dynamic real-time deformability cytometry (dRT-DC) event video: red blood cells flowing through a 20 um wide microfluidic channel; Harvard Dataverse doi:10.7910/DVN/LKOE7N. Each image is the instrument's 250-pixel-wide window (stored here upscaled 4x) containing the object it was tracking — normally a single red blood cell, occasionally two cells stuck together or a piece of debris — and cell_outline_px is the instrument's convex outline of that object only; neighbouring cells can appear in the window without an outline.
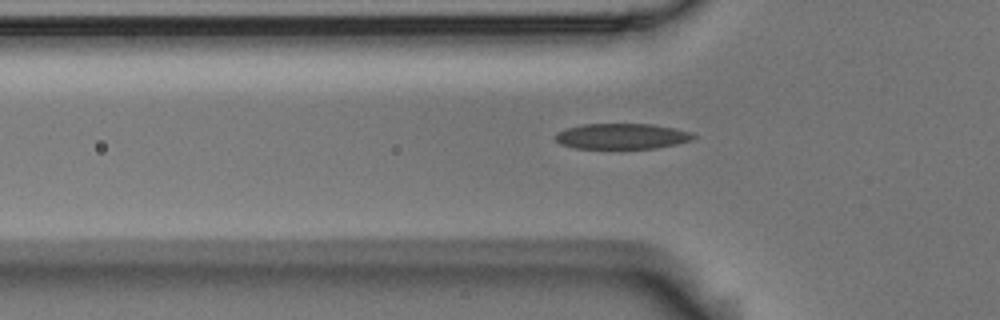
{"species": "Egyptian fruit bat (a non-hibernating species)", "species_latin": "Rousettus aegyptiacus", "temperature_condition": "room temperature", "stored_images_in_passage": 43, "camera_frame_rate_fps": 3000, "um_per_image_px": 0.085, "animal": {"sex": "male"}, "frame": {"image": 1, "passage_image": 6, "time_ms": 1.667, "image_size_px": [1000, 320], "cell_outline_px": [[696, 136], [692, 140], [676, 144], [656, 148], [572, 148], [560, 144], [556, 140], [556, 132], [564, 128], [580, 124], [652, 124], [676, 128], [692, 132]], "centroid_in_image_um": [52.84, 11.57], "position_along_channel_um": 73.0, "area_um2": 20.75}}
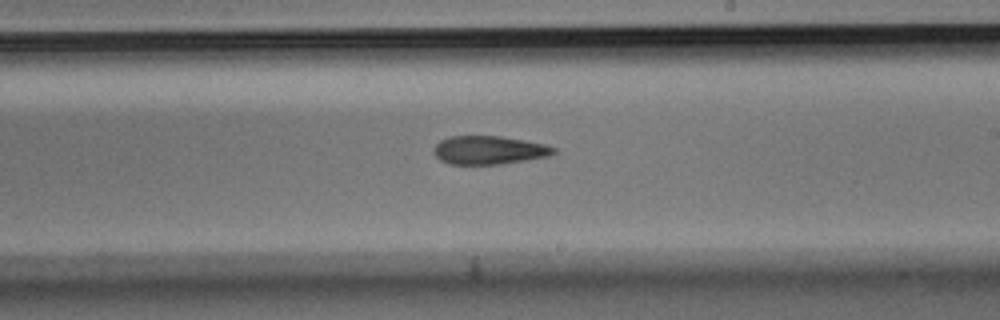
{"frame": {"image": 2, "passage_image": 20, "time_ms": 6.333, "image_size_px": [1000, 320], "cell_outline_px": [[556, 152], [548, 156], [504, 164], [448, 164], [440, 160], [432, 152], [432, 148], [440, 140], [448, 136], [500, 136], [524, 140], [544, 144], [556, 148]], "centroid_in_image_um": [41.52, 12.76], "position_along_channel_um": 247.5, "area_um2": 20.0}}
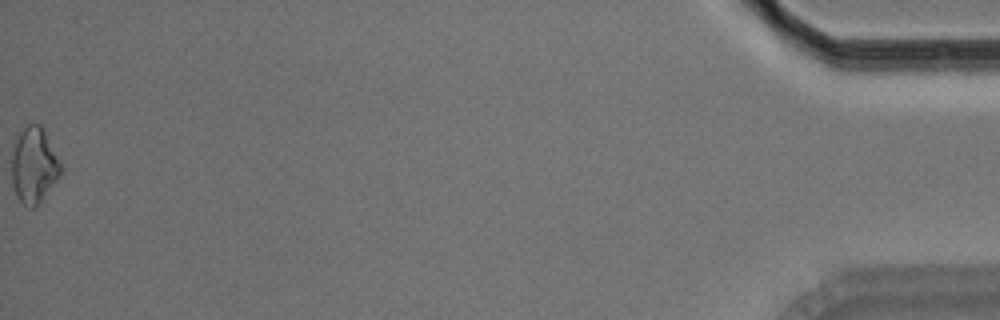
{"frame": {"image": 3, "passage_image": 43, "time_ms": 14.0, "image_size_px": [1000, 320], "cell_outline_px": [[64, 172], [40, 200], [32, 208], [28, 208], [16, 196], [12, 184], [12, 140], [28, 124], [40, 124], [44, 128], [64, 168]], "centroid_in_image_um": [2.89, 14.0], "position_along_channel_um": 432.3, "area_um2": 22.02}, "authors_computed_cell_mechanics": {"area_um2": 20.4612, "velocity_mm_per_s": 3.7195, "shape_relaxation_time_tau1_ms": 7.0204, "shape_relaxation_time_tau2_ms": 11.0327, "deformation_change_tau1": 0.1416, "deformation_change_tau2": 0.2181}}